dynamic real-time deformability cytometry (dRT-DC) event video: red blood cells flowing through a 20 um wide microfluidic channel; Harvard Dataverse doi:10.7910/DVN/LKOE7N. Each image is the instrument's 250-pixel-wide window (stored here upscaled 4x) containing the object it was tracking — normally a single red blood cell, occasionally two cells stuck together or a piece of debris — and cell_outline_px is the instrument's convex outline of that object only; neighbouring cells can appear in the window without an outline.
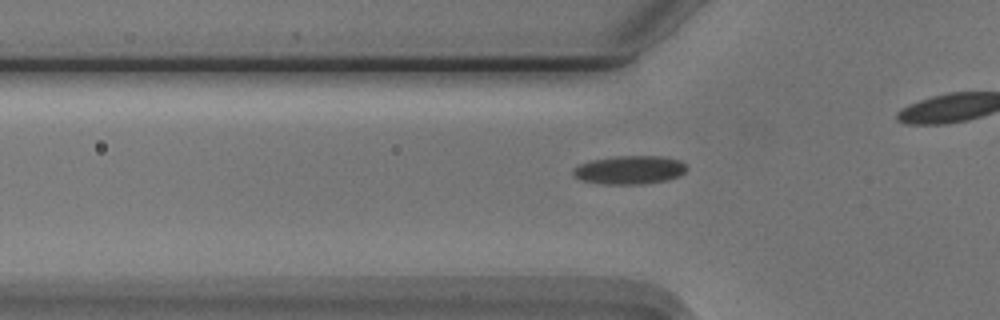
{"species": "Egyptian fruit bat (a non-hibernating species)", "species_latin": "Rousettus aegyptiacus", "temperature_condition": "cold", "stored_images_in_passage": 29, "camera_frame_rate_fps": 3000, "um_per_image_px": 0.085, "animal": {"sex": "male"}, "frame": {"image": 1, "passage_image": 3, "time_ms": 0.667, "image_size_px": [1000, 320], "cell_outline_px": [[688, 168], [680, 176], [668, 180], [644, 184], [600, 184], [580, 180], [572, 176], [572, 168], [580, 164], [592, 160], [620, 156], [660, 156], [680, 160]], "centroid_in_image_um": [53.5, 14.46], "position_along_channel_um": 72.3, "area_um2": 19.02}}
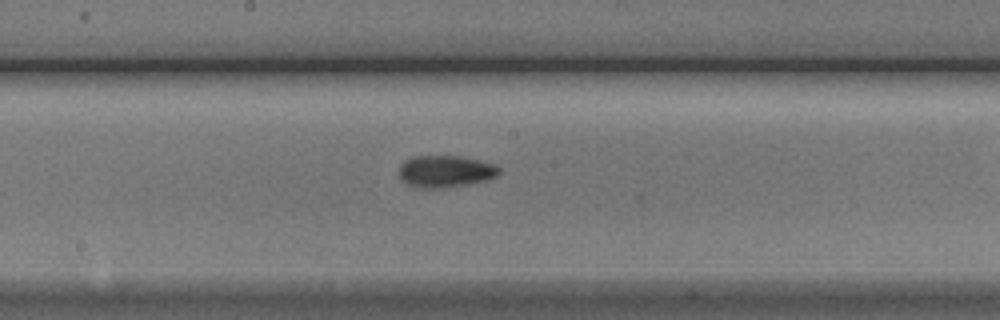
{"frame": {"image": 2, "passage_image": 14, "time_ms": 4.333, "image_size_px": [1000, 320], "cell_outline_px": [[500, 172], [496, 176], [472, 184], [444, 188], [412, 188], [404, 184], [400, 180], [400, 164], [404, 160], [412, 156], [460, 156], [492, 164], [500, 168]], "centroid_in_image_um": [37.78, 14.59], "position_along_channel_um": 210.4, "area_um2": 18.84}}
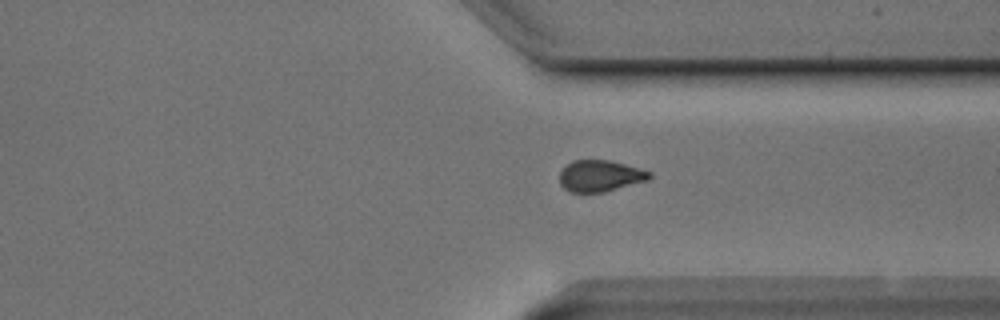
{"frame": {"image": 3, "passage_image": 26, "time_ms": 8.333, "image_size_px": [1000, 320], "cell_outline_px": [[652, 176], [648, 180], [604, 192], [572, 192], [564, 188], [560, 184], [560, 172], [572, 160], [608, 160], [624, 164], [652, 172]], "centroid_in_image_um": [51.02, 14.95], "position_along_channel_um": 360.4, "area_um2": 16.3}}